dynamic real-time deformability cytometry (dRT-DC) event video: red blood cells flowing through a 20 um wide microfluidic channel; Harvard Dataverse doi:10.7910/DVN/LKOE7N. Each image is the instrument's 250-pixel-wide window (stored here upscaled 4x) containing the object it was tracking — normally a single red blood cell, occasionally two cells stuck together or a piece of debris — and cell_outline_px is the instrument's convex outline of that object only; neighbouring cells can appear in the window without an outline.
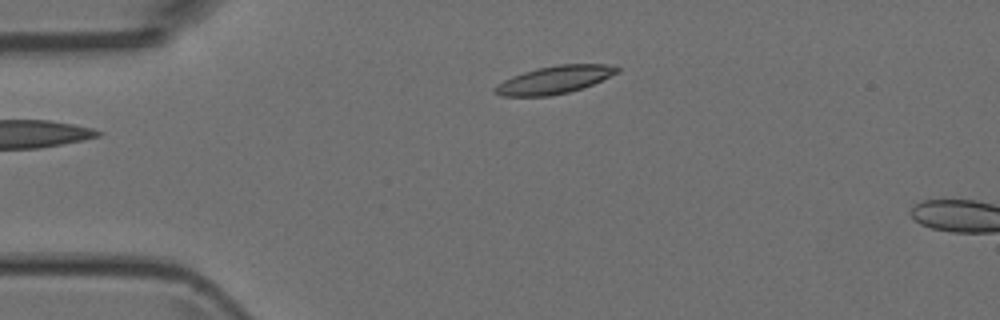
{"species": "Egyptian fruit bat (a non-hibernating species)", "species_latin": "Rousettus aegyptiacus", "temperature_condition": "room temperature", "stored_images_in_passage": 5, "camera_frame_rate_fps": 3000, "um_per_image_px": 0.085, "animal": {"sex": "female"}, "frame": {"image": 1, "passage_image": 5, "time_ms": 4.333, "image_size_px": [1000, 320], "cell_outline_px": [[620, 72], [592, 84], [568, 92], [548, 96], [500, 96], [492, 92], [492, 88], [496, 84], [512, 76], [524, 72], [540, 68], [560, 64], [608, 64], [620, 68]], "centroid_in_image_um": [47.09, 6.78], "position_along_channel_um": 37.9, "area_um2": 19.65}}